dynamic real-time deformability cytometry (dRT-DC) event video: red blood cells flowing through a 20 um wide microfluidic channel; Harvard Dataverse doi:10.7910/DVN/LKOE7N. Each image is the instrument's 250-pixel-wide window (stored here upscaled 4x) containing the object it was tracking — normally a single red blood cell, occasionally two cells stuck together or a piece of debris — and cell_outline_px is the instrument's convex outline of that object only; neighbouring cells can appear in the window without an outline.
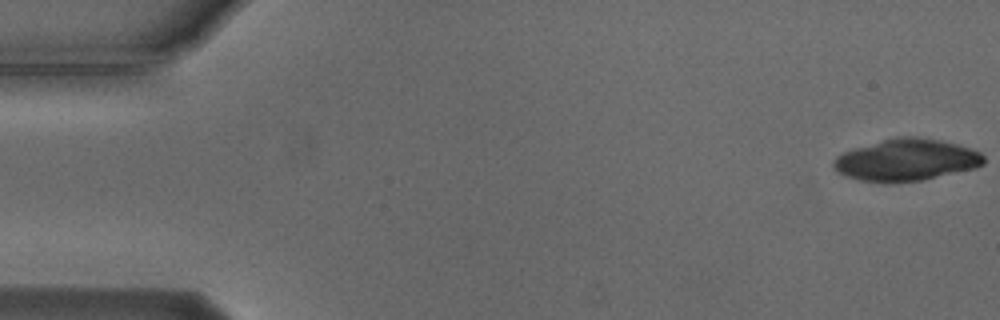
{"species": "Egyptian fruit bat (a non-hibernating species)", "species_latin": "Rousettus aegyptiacus", "temperature_condition": "cold", "stored_images_in_passage": 19, "camera_frame_rate_fps": 3000, "um_per_image_px": 0.085, "animal": {"sex": "male"}, "frame": {"image": 1, "passage_image": 1, "time_ms": 0.0, "image_size_px": [1000, 320], "cell_outline_px": [[984, 164], [976, 168], [924, 180], [888, 184], [884, 184], [860, 180], [848, 176], [840, 172], [832, 164], [832, 160], [836, 156], [852, 148], [896, 136], [912, 136], [940, 140], [956, 144], [980, 152], [984, 156]], "centroid_in_image_um": [77.03, 13.61], "position_along_channel_um": 8.0, "area_um2": 36.93}}